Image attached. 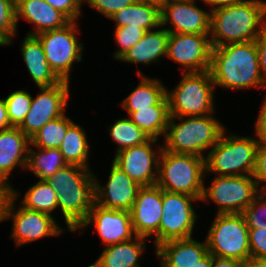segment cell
Instances as JSON below:
<instances>
[{"instance_id": "obj_33", "label": "cell", "mask_w": 266, "mask_h": 267, "mask_svg": "<svg viewBox=\"0 0 266 267\" xmlns=\"http://www.w3.org/2000/svg\"><path fill=\"white\" fill-rule=\"evenodd\" d=\"M109 134L112 141L117 143V151L137 146L147 142L150 137L136 126L129 118H121L110 125Z\"/></svg>"}, {"instance_id": "obj_14", "label": "cell", "mask_w": 266, "mask_h": 267, "mask_svg": "<svg viewBox=\"0 0 266 267\" xmlns=\"http://www.w3.org/2000/svg\"><path fill=\"white\" fill-rule=\"evenodd\" d=\"M157 142V139L150 138L144 144L120 150L116 152L113 162L141 187L156 185L163 150L162 146L154 150L152 145Z\"/></svg>"}, {"instance_id": "obj_27", "label": "cell", "mask_w": 266, "mask_h": 267, "mask_svg": "<svg viewBox=\"0 0 266 267\" xmlns=\"http://www.w3.org/2000/svg\"><path fill=\"white\" fill-rule=\"evenodd\" d=\"M137 74L141 78L139 85L121 103L128 114L156 105L166 95L167 88L161 81L145 76L139 69Z\"/></svg>"}, {"instance_id": "obj_22", "label": "cell", "mask_w": 266, "mask_h": 267, "mask_svg": "<svg viewBox=\"0 0 266 267\" xmlns=\"http://www.w3.org/2000/svg\"><path fill=\"white\" fill-rule=\"evenodd\" d=\"M155 248L161 267H193L208 253L206 241L193 238L169 240Z\"/></svg>"}, {"instance_id": "obj_15", "label": "cell", "mask_w": 266, "mask_h": 267, "mask_svg": "<svg viewBox=\"0 0 266 267\" xmlns=\"http://www.w3.org/2000/svg\"><path fill=\"white\" fill-rule=\"evenodd\" d=\"M208 37L205 34L169 33L166 57L183 66L184 73L209 70L212 45Z\"/></svg>"}, {"instance_id": "obj_37", "label": "cell", "mask_w": 266, "mask_h": 267, "mask_svg": "<svg viewBox=\"0 0 266 267\" xmlns=\"http://www.w3.org/2000/svg\"><path fill=\"white\" fill-rule=\"evenodd\" d=\"M242 214L248 228L266 229V190H261Z\"/></svg>"}, {"instance_id": "obj_39", "label": "cell", "mask_w": 266, "mask_h": 267, "mask_svg": "<svg viewBox=\"0 0 266 267\" xmlns=\"http://www.w3.org/2000/svg\"><path fill=\"white\" fill-rule=\"evenodd\" d=\"M56 10L62 12L70 21H77L81 16L84 0H44ZM83 2V3H82ZM78 18V19H77Z\"/></svg>"}, {"instance_id": "obj_8", "label": "cell", "mask_w": 266, "mask_h": 267, "mask_svg": "<svg viewBox=\"0 0 266 267\" xmlns=\"http://www.w3.org/2000/svg\"><path fill=\"white\" fill-rule=\"evenodd\" d=\"M205 241L213 256L246 262L251 257L249 228L242 213L218 214Z\"/></svg>"}, {"instance_id": "obj_17", "label": "cell", "mask_w": 266, "mask_h": 267, "mask_svg": "<svg viewBox=\"0 0 266 267\" xmlns=\"http://www.w3.org/2000/svg\"><path fill=\"white\" fill-rule=\"evenodd\" d=\"M92 224L105 246L127 242L136 237L130 211L107 209L95 203L78 229Z\"/></svg>"}, {"instance_id": "obj_20", "label": "cell", "mask_w": 266, "mask_h": 267, "mask_svg": "<svg viewBox=\"0 0 266 267\" xmlns=\"http://www.w3.org/2000/svg\"><path fill=\"white\" fill-rule=\"evenodd\" d=\"M30 139L18 128L0 131V181L8 183L15 167L26 169Z\"/></svg>"}, {"instance_id": "obj_4", "label": "cell", "mask_w": 266, "mask_h": 267, "mask_svg": "<svg viewBox=\"0 0 266 267\" xmlns=\"http://www.w3.org/2000/svg\"><path fill=\"white\" fill-rule=\"evenodd\" d=\"M179 123H175V119ZM211 116L174 117L168 119L163 149L176 154H192L205 158L204 151L213 148L225 127Z\"/></svg>"}, {"instance_id": "obj_45", "label": "cell", "mask_w": 266, "mask_h": 267, "mask_svg": "<svg viewBox=\"0 0 266 267\" xmlns=\"http://www.w3.org/2000/svg\"><path fill=\"white\" fill-rule=\"evenodd\" d=\"M244 262L213 256L212 267H244Z\"/></svg>"}, {"instance_id": "obj_7", "label": "cell", "mask_w": 266, "mask_h": 267, "mask_svg": "<svg viewBox=\"0 0 266 267\" xmlns=\"http://www.w3.org/2000/svg\"><path fill=\"white\" fill-rule=\"evenodd\" d=\"M225 133L226 129L205 157L206 173L217 176L252 175L260 140L234 134L226 136Z\"/></svg>"}, {"instance_id": "obj_23", "label": "cell", "mask_w": 266, "mask_h": 267, "mask_svg": "<svg viewBox=\"0 0 266 267\" xmlns=\"http://www.w3.org/2000/svg\"><path fill=\"white\" fill-rule=\"evenodd\" d=\"M21 46L24 62L38 87H51L62 81L50 68L43 46L36 36L26 35Z\"/></svg>"}, {"instance_id": "obj_50", "label": "cell", "mask_w": 266, "mask_h": 267, "mask_svg": "<svg viewBox=\"0 0 266 267\" xmlns=\"http://www.w3.org/2000/svg\"><path fill=\"white\" fill-rule=\"evenodd\" d=\"M185 0H156V4L160 7V9L168 4L182 2Z\"/></svg>"}, {"instance_id": "obj_36", "label": "cell", "mask_w": 266, "mask_h": 267, "mask_svg": "<svg viewBox=\"0 0 266 267\" xmlns=\"http://www.w3.org/2000/svg\"><path fill=\"white\" fill-rule=\"evenodd\" d=\"M145 32L146 31L140 27H130V25L116 27L114 39L120 48L115 51L113 57L119 61L124 54L144 36Z\"/></svg>"}, {"instance_id": "obj_19", "label": "cell", "mask_w": 266, "mask_h": 267, "mask_svg": "<svg viewBox=\"0 0 266 267\" xmlns=\"http://www.w3.org/2000/svg\"><path fill=\"white\" fill-rule=\"evenodd\" d=\"M196 0L168 4L160 9L161 27L166 24L169 33L210 34L211 12L197 7Z\"/></svg>"}, {"instance_id": "obj_13", "label": "cell", "mask_w": 266, "mask_h": 267, "mask_svg": "<svg viewBox=\"0 0 266 267\" xmlns=\"http://www.w3.org/2000/svg\"><path fill=\"white\" fill-rule=\"evenodd\" d=\"M69 82L62 80L51 87H39V94L33 98L30 110L18 128L30 139L47 122L65 114L69 99Z\"/></svg>"}, {"instance_id": "obj_42", "label": "cell", "mask_w": 266, "mask_h": 267, "mask_svg": "<svg viewBox=\"0 0 266 267\" xmlns=\"http://www.w3.org/2000/svg\"><path fill=\"white\" fill-rule=\"evenodd\" d=\"M261 76L266 83V25L255 39Z\"/></svg>"}, {"instance_id": "obj_5", "label": "cell", "mask_w": 266, "mask_h": 267, "mask_svg": "<svg viewBox=\"0 0 266 267\" xmlns=\"http://www.w3.org/2000/svg\"><path fill=\"white\" fill-rule=\"evenodd\" d=\"M205 158L192 154H176L162 150L156 185L171 193H183L202 199Z\"/></svg>"}, {"instance_id": "obj_25", "label": "cell", "mask_w": 266, "mask_h": 267, "mask_svg": "<svg viewBox=\"0 0 266 267\" xmlns=\"http://www.w3.org/2000/svg\"><path fill=\"white\" fill-rule=\"evenodd\" d=\"M116 27H140L149 31L160 27V7L153 1L136 0L130 6L120 9L109 17Z\"/></svg>"}, {"instance_id": "obj_32", "label": "cell", "mask_w": 266, "mask_h": 267, "mask_svg": "<svg viewBox=\"0 0 266 267\" xmlns=\"http://www.w3.org/2000/svg\"><path fill=\"white\" fill-rule=\"evenodd\" d=\"M72 123L73 120L71 121L65 114L53 119L30 138V144L40 149H59Z\"/></svg>"}, {"instance_id": "obj_31", "label": "cell", "mask_w": 266, "mask_h": 267, "mask_svg": "<svg viewBox=\"0 0 266 267\" xmlns=\"http://www.w3.org/2000/svg\"><path fill=\"white\" fill-rule=\"evenodd\" d=\"M57 200V193L52 186L46 181L39 180L27 190L19 205L29 210L51 215L58 208Z\"/></svg>"}, {"instance_id": "obj_46", "label": "cell", "mask_w": 266, "mask_h": 267, "mask_svg": "<svg viewBox=\"0 0 266 267\" xmlns=\"http://www.w3.org/2000/svg\"><path fill=\"white\" fill-rule=\"evenodd\" d=\"M12 127L9 122L7 106L4 99H0V131Z\"/></svg>"}, {"instance_id": "obj_49", "label": "cell", "mask_w": 266, "mask_h": 267, "mask_svg": "<svg viewBox=\"0 0 266 267\" xmlns=\"http://www.w3.org/2000/svg\"><path fill=\"white\" fill-rule=\"evenodd\" d=\"M212 263H213V255L208 252L193 267H212Z\"/></svg>"}, {"instance_id": "obj_28", "label": "cell", "mask_w": 266, "mask_h": 267, "mask_svg": "<svg viewBox=\"0 0 266 267\" xmlns=\"http://www.w3.org/2000/svg\"><path fill=\"white\" fill-rule=\"evenodd\" d=\"M128 116L147 136L158 140L159 136L165 135L170 117L167 96L165 95L156 105L132 112Z\"/></svg>"}, {"instance_id": "obj_30", "label": "cell", "mask_w": 266, "mask_h": 267, "mask_svg": "<svg viewBox=\"0 0 266 267\" xmlns=\"http://www.w3.org/2000/svg\"><path fill=\"white\" fill-rule=\"evenodd\" d=\"M37 149L39 150L36 151L29 146L26 169L33 172L41 181L47 180L67 165L59 149Z\"/></svg>"}, {"instance_id": "obj_1", "label": "cell", "mask_w": 266, "mask_h": 267, "mask_svg": "<svg viewBox=\"0 0 266 267\" xmlns=\"http://www.w3.org/2000/svg\"><path fill=\"white\" fill-rule=\"evenodd\" d=\"M210 11L212 47L255 41L266 25V2L263 0H244Z\"/></svg>"}, {"instance_id": "obj_12", "label": "cell", "mask_w": 266, "mask_h": 267, "mask_svg": "<svg viewBox=\"0 0 266 267\" xmlns=\"http://www.w3.org/2000/svg\"><path fill=\"white\" fill-rule=\"evenodd\" d=\"M191 201L201 200L187 194L162 190L159 245L169 240L192 238L198 216Z\"/></svg>"}, {"instance_id": "obj_24", "label": "cell", "mask_w": 266, "mask_h": 267, "mask_svg": "<svg viewBox=\"0 0 266 267\" xmlns=\"http://www.w3.org/2000/svg\"><path fill=\"white\" fill-rule=\"evenodd\" d=\"M146 31L144 36L131 47L119 61L150 65L167 54L169 32L165 28Z\"/></svg>"}, {"instance_id": "obj_35", "label": "cell", "mask_w": 266, "mask_h": 267, "mask_svg": "<svg viewBox=\"0 0 266 267\" xmlns=\"http://www.w3.org/2000/svg\"><path fill=\"white\" fill-rule=\"evenodd\" d=\"M14 0H0V39L8 46L17 34Z\"/></svg>"}, {"instance_id": "obj_51", "label": "cell", "mask_w": 266, "mask_h": 267, "mask_svg": "<svg viewBox=\"0 0 266 267\" xmlns=\"http://www.w3.org/2000/svg\"><path fill=\"white\" fill-rule=\"evenodd\" d=\"M0 46H6V44L0 39Z\"/></svg>"}, {"instance_id": "obj_2", "label": "cell", "mask_w": 266, "mask_h": 267, "mask_svg": "<svg viewBox=\"0 0 266 267\" xmlns=\"http://www.w3.org/2000/svg\"><path fill=\"white\" fill-rule=\"evenodd\" d=\"M214 85L227 89L265 88L255 41L212 47L209 69Z\"/></svg>"}, {"instance_id": "obj_10", "label": "cell", "mask_w": 266, "mask_h": 267, "mask_svg": "<svg viewBox=\"0 0 266 267\" xmlns=\"http://www.w3.org/2000/svg\"><path fill=\"white\" fill-rule=\"evenodd\" d=\"M260 191L252 175L215 176L211 185L204 187L201 201L218 205V214L243 213Z\"/></svg>"}, {"instance_id": "obj_26", "label": "cell", "mask_w": 266, "mask_h": 267, "mask_svg": "<svg viewBox=\"0 0 266 267\" xmlns=\"http://www.w3.org/2000/svg\"><path fill=\"white\" fill-rule=\"evenodd\" d=\"M146 237L106 246L97 260L88 267H140L139 258L146 247Z\"/></svg>"}, {"instance_id": "obj_44", "label": "cell", "mask_w": 266, "mask_h": 267, "mask_svg": "<svg viewBox=\"0 0 266 267\" xmlns=\"http://www.w3.org/2000/svg\"><path fill=\"white\" fill-rule=\"evenodd\" d=\"M10 196L11 186L3 181H0V222L5 220V209Z\"/></svg>"}, {"instance_id": "obj_9", "label": "cell", "mask_w": 266, "mask_h": 267, "mask_svg": "<svg viewBox=\"0 0 266 267\" xmlns=\"http://www.w3.org/2000/svg\"><path fill=\"white\" fill-rule=\"evenodd\" d=\"M78 24L70 21L65 26L45 31L36 35L40 40L45 57L50 68L64 81L71 80L70 73L74 62L82 61L84 44L76 38L78 34Z\"/></svg>"}, {"instance_id": "obj_43", "label": "cell", "mask_w": 266, "mask_h": 267, "mask_svg": "<svg viewBox=\"0 0 266 267\" xmlns=\"http://www.w3.org/2000/svg\"><path fill=\"white\" fill-rule=\"evenodd\" d=\"M255 129L256 137L260 140V142L266 143V96L256 120Z\"/></svg>"}, {"instance_id": "obj_48", "label": "cell", "mask_w": 266, "mask_h": 267, "mask_svg": "<svg viewBox=\"0 0 266 267\" xmlns=\"http://www.w3.org/2000/svg\"><path fill=\"white\" fill-rule=\"evenodd\" d=\"M244 267H266V258L250 257Z\"/></svg>"}, {"instance_id": "obj_47", "label": "cell", "mask_w": 266, "mask_h": 267, "mask_svg": "<svg viewBox=\"0 0 266 267\" xmlns=\"http://www.w3.org/2000/svg\"><path fill=\"white\" fill-rule=\"evenodd\" d=\"M206 4L211 6V9L223 6V5H230V4H235L244 0H202Z\"/></svg>"}, {"instance_id": "obj_34", "label": "cell", "mask_w": 266, "mask_h": 267, "mask_svg": "<svg viewBox=\"0 0 266 267\" xmlns=\"http://www.w3.org/2000/svg\"><path fill=\"white\" fill-rule=\"evenodd\" d=\"M10 125L18 127L30 110L32 96L24 90H16L5 99Z\"/></svg>"}, {"instance_id": "obj_6", "label": "cell", "mask_w": 266, "mask_h": 267, "mask_svg": "<svg viewBox=\"0 0 266 267\" xmlns=\"http://www.w3.org/2000/svg\"><path fill=\"white\" fill-rule=\"evenodd\" d=\"M174 90L166 89L169 116L197 117L214 113L215 85L209 70L182 72ZM170 91V92H169Z\"/></svg>"}, {"instance_id": "obj_40", "label": "cell", "mask_w": 266, "mask_h": 267, "mask_svg": "<svg viewBox=\"0 0 266 267\" xmlns=\"http://www.w3.org/2000/svg\"><path fill=\"white\" fill-rule=\"evenodd\" d=\"M251 257L266 258V229L249 228Z\"/></svg>"}, {"instance_id": "obj_16", "label": "cell", "mask_w": 266, "mask_h": 267, "mask_svg": "<svg viewBox=\"0 0 266 267\" xmlns=\"http://www.w3.org/2000/svg\"><path fill=\"white\" fill-rule=\"evenodd\" d=\"M161 213L162 189L157 185L141 187L130 210L132 227L136 236L154 235L156 247L159 245Z\"/></svg>"}, {"instance_id": "obj_38", "label": "cell", "mask_w": 266, "mask_h": 267, "mask_svg": "<svg viewBox=\"0 0 266 267\" xmlns=\"http://www.w3.org/2000/svg\"><path fill=\"white\" fill-rule=\"evenodd\" d=\"M136 0H84L85 3L109 18L115 12L130 6Z\"/></svg>"}, {"instance_id": "obj_3", "label": "cell", "mask_w": 266, "mask_h": 267, "mask_svg": "<svg viewBox=\"0 0 266 267\" xmlns=\"http://www.w3.org/2000/svg\"><path fill=\"white\" fill-rule=\"evenodd\" d=\"M90 170L67 164L45 180L57 193L58 208L71 232L78 230L95 204V174Z\"/></svg>"}, {"instance_id": "obj_41", "label": "cell", "mask_w": 266, "mask_h": 267, "mask_svg": "<svg viewBox=\"0 0 266 267\" xmlns=\"http://www.w3.org/2000/svg\"><path fill=\"white\" fill-rule=\"evenodd\" d=\"M255 179L258 187L260 186L261 190H266V185H261L266 182V143L260 142L257 152H256V160L255 167L252 174Z\"/></svg>"}, {"instance_id": "obj_21", "label": "cell", "mask_w": 266, "mask_h": 267, "mask_svg": "<svg viewBox=\"0 0 266 267\" xmlns=\"http://www.w3.org/2000/svg\"><path fill=\"white\" fill-rule=\"evenodd\" d=\"M15 7L16 24L22 17L34 24L35 30L26 35L36 36L45 31L59 29L70 22L62 12L44 0H17Z\"/></svg>"}, {"instance_id": "obj_11", "label": "cell", "mask_w": 266, "mask_h": 267, "mask_svg": "<svg viewBox=\"0 0 266 267\" xmlns=\"http://www.w3.org/2000/svg\"><path fill=\"white\" fill-rule=\"evenodd\" d=\"M19 195L18 191L12 186L4 218L5 220H13L10 237L14 240L16 247L45 237L61 235L64 229L57 224L52 215L29 210L23 206H20L15 211V204Z\"/></svg>"}, {"instance_id": "obj_18", "label": "cell", "mask_w": 266, "mask_h": 267, "mask_svg": "<svg viewBox=\"0 0 266 267\" xmlns=\"http://www.w3.org/2000/svg\"><path fill=\"white\" fill-rule=\"evenodd\" d=\"M95 203L114 210L130 211L141 186L112 162L108 182L101 186L96 176Z\"/></svg>"}, {"instance_id": "obj_29", "label": "cell", "mask_w": 266, "mask_h": 267, "mask_svg": "<svg viewBox=\"0 0 266 267\" xmlns=\"http://www.w3.org/2000/svg\"><path fill=\"white\" fill-rule=\"evenodd\" d=\"M65 162L68 165H77L89 168L90 146L84 128L74 122L68 127L66 136L59 147Z\"/></svg>"}]
</instances>
